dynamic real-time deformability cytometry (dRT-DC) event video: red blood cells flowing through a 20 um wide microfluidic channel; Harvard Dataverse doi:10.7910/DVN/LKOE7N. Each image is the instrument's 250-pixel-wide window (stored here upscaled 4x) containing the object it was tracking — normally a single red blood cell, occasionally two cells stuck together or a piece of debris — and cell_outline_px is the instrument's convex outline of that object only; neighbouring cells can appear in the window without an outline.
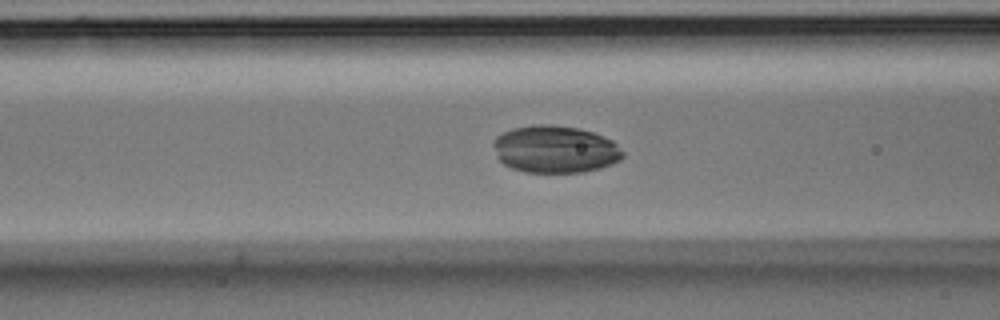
{"species": "Egyptian fruit bat (a non-hibernating species)", "species_latin": "Rousettus aegyptiacus", "temperature_condition": "room temperature", "stored_images_in_passage": 44, "camera_frame_rate_fps": 3000, "um_per_image_px": 0.085, "animal": {"sex": "male"}, "frame": {"image": 1, "passage_image": 21, "time_ms": 6.667, "image_size_px": [1000, 320], "cell_outline_px": [[624, 156], [620, 160], [612, 164], [600, 168], [584, 172], [524, 172], [512, 168], [504, 164], [496, 156], [492, 144], [492, 140], [496, 136], [512, 128], [532, 124], [552, 124], [576, 128], [592, 132], [604, 136], [612, 140], [624, 152]], "centroid_in_image_um": [47.17, 12.68], "position_along_channel_um": 119.4, "area_um2": 35.95}}
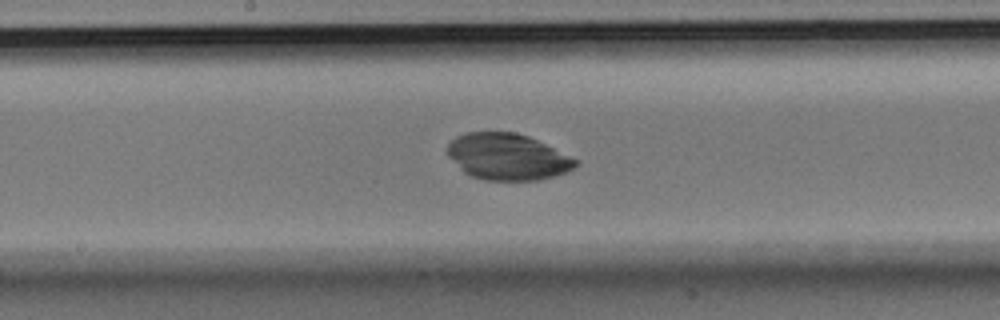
{"frame": {"image": 2, "passage_image": 28, "time_ms": 9.0, "image_size_px": [1000, 320], "cell_outline_px": [[580, 160], [568, 172], [540, 180], [484, 180], [472, 176], [464, 172], [448, 156], [448, 144], [456, 136], [464, 132], [516, 132], [528, 136]], "centroid_in_image_um": [43.14, 13.32], "position_along_channel_um": 205.1, "area_um2": 34.62}}
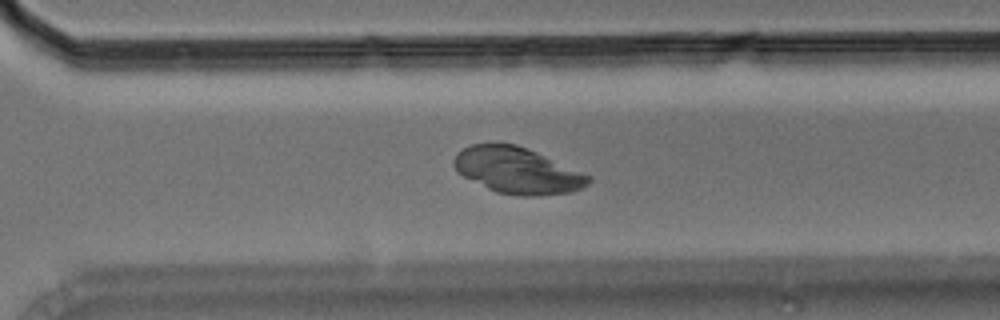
{"frame": {"image": 3, "passage_image": 38, "time_ms": 12.333, "image_size_px": [1000, 320], "cell_outline_px": [[592, 180], [588, 184], [572, 192], [540, 196], [516, 196], [496, 192], [456, 172], [452, 164], [452, 160], [456, 152], [472, 144], [516, 144], [528, 148], [592, 176]], "centroid_in_image_um": [43.98, 14.5], "position_along_channel_um": 326.6, "area_um2": 36.36}}